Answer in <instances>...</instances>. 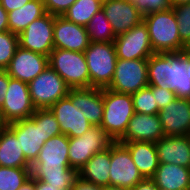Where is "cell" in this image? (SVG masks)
<instances>
[{
  "label": "cell",
  "mask_w": 190,
  "mask_h": 190,
  "mask_svg": "<svg viewBox=\"0 0 190 190\" xmlns=\"http://www.w3.org/2000/svg\"><path fill=\"white\" fill-rule=\"evenodd\" d=\"M68 97L75 107L81 109L93 126L101 125L104 112L103 89L94 87L70 89Z\"/></svg>",
  "instance_id": "cell-21"
},
{
  "label": "cell",
  "mask_w": 190,
  "mask_h": 190,
  "mask_svg": "<svg viewBox=\"0 0 190 190\" xmlns=\"http://www.w3.org/2000/svg\"><path fill=\"white\" fill-rule=\"evenodd\" d=\"M18 190H36V180L31 176Z\"/></svg>",
  "instance_id": "cell-42"
},
{
  "label": "cell",
  "mask_w": 190,
  "mask_h": 190,
  "mask_svg": "<svg viewBox=\"0 0 190 190\" xmlns=\"http://www.w3.org/2000/svg\"><path fill=\"white\" fill-rule=\"evenodd\" d=\"M104 112L101 127L114 141L126 132L129 120L134 115L131 94L118 93L103 88Z\"/></svg>",
  "instance_id": "cell-5"
},
{
  "label": "cell",
  "mask_w": 190,
  "mask_h": 190,
  "mask_svg": "<svg viewBox=\"0 0 190 190\" xmlns=\"http://www.w3.org/2000/svg\"><path fill=\"white\" fill-rule=\"evenodd\" d=\"M165 136L158 114L150 115L137 113L131 117L124 135L118 140L120 143L144 141L158 142Z\"/></svg>",
  "instance_id": "cell-19"
},
{
  "label": "cell",
  "mask_w": 190,
  "mask_h": 190,
  "mask_svg": "<svg viewBox=\"0 0 190 190\" xmlns=\"http://www.w3.org/2000/svg\"><path fill=\"white\" fill-rule=\"evenodd\" d=\"M8 30V12L0 4V32Z\"/></svg>",
  "instance_id": "cell-41"
},
{
  "label": "cell",
  "mask_w": 190,
  "mask_h": 190,
  "mask_svg": "<svg viewBox=\"0 0 190 190\" xmlns=\"http://www.w3.org/2000/svg\"><path fill=\"white\" fill-rule=\"evenodd\" d=\"M31 0H0V4L7 11H13L17 8L22 7L24 4Z\"/></svg>",
  "instance_id": "cell-38"
},
{
  "label": "cell",
  "mask_w": 190,
  "mask_h": 190,
  "mask_svg": "<svg viewBox=\"0 0 190 190\" xmlns=\"http://www.w3.org/2000/svg\"><path fill=\"white\" fill-rule=\"evenodd\" d=\"M130 190H159L151 178H144Z\"/></svg>",
  "instance_id": "cell-40"
},
{
  "label": "cell",
  "mask_w": 190,
  "mask_h": 190,
  "mask_svg": "<svg viewBox=\"0 0 190 190\" xmlns=\"http://www.w3.org/2000/svg\"><path fill=\"white\" fill-rule=\"evenodd\" d=\"M148 59L125 60L117 58L115 73L108 89L133 94L149 85Z\"/></svg>",
  "instance_id": "cell-10"
},
{
  "label": "cell",
  "mask_w": 190,
  "mask_h": 190,
  "mask_svg": "<svg viewBox=\"0 0 190 190\" xmlns=\"http://www.w3.org/2000/svg\"><path fill=\"white\" fill-rule=\"evenodd\" d=\"M0 166L31 167V164L25 159L16 135L6 125L0 128Z\"/></svg>",
  "instance_id": "cell-25"
},
{
  "label": "cell",
  "mask_w": 190,
  "mask_h": 190,
  "mask_svg": "<svg viewBox=\"0 0 190 190\" xmlns=\"http://www.w3.org/2000/svg\"><path fill=\"white\" fill-rule=\"evenodd\" d=\"M178 24L181 42L188 47L190 44V3L172 7Z\"/></svg>",
  "instance_id": "cell-33"
},
{
  "label": "cell",
  "mask_w": 190,
  "mask_h": 190,
  "mask_svg": "<svg viewBox=\"0 0 190 190\" xmlns=\"http://www.w3.org/2000/svg\"><path fill=\"white\" fill-rule=\"evenodd\" d=\"M114 44L119 59H148L154 54L148 29L143 21L129 31L117 35Z\"/></svg>",
  "instance_id": "cell-14"
},
{
  "label": "cell",
  "mask_w": 190,
  "mask_h": 190,
  "mask_svg": "<svg viewBox=\"0 0 190 190\" xmlns=\"http://www.w3.org/2000/svg\"><path fill=\"white\" fill-rule=\"evenodd\" d=\"M85 28L90 42H114L116 38L103 9L91 18Z\"/></svg>",
  "instance_id": "cell-29"
},
{
  "label": "cell",
  "mask_w": 190,
  "mask_h": 190,
  "mask_svg": "<svg viewBox=\"0 0 190 190\" xmlns=\"http://www.w3.org/2000/svg\"><path fill=\"white\" fill-rule=\"evenodd\" d=\"M68 150L69 137L65 134L45 141L38 158L31 165L32 177L59 190H70L79 174L77 169L70 167Z\"/></svg>",
  "instance_id": "cell-1"
},
{
  "label": "cell",
  "mask_w": 190,
  "mask_h": 190,
  "mask_svg": "<svg viewBox=\"0 0 190 190\" xmlns=\"http://www.w3.org/2000/svg\"><path fill=\"white\" fill-rule=\"evenodd\" d=\"M152 94L155 96L159 110L170 104L176 98L174 92L158 86H152Z\"/></svg>",
  "instance_id": "cell-36"
},
{
  "label": "cell",
  "mask_w": 190,
  "mask_h": 190,
  "mask_svg": "<svg viewBox=\"0 0 190 190\" xmlns=\"http://www.w3.org/2000/svg\"><path fill=\"white\" fill-rule=\"evenodd\" d=\"M31 176V167L0 166V190H18Z\"/></svg>",
  "instance_id": "cell-30"
},
{
  "label": "cell",
  "mask_w": 190,
  "mask_h": 190,
  "mask_svg": "<svg viewBox=\"0 0 190 190\" xmlns=\"http://www.w3.org/2000/svg\"><path fill=\"white\" fill-rule=\"evenodd\" d=\"M90 88H107L114 76L117 54L114 42H90L84 51Z\"/></svg>",
  "instance_id": "cell-6"
},
{
  "label": "cell",
  "mask_w": 190,
  "mask_h": 190,
  "mask_svg": "<svg viewBox=\"0 0 190 190\" xmlns=\"http://www.w3.org/2000/svg\"><path fill=\"white\" fill-rule=\"evenodd\" d=\"M113 142L101 126H92L81 136L69 138L70 167L81 169L94 154L109 148Z\"/></svg>",
  "instance_id": "cell-8"
},
{
  "label": "cell",
  "mask_w": 190,
  "mask_h": 190,
  "mask_svg": "<svg viewBox=\"0 0 190 190\" xmlns=\"http://www.w3.org/2000/svg\"><path fill=\"white\" fill-rule=\"evenodd\" d=\"M148 83L190 99V51L154 53L148 58Z\"/></svg>",
  "instance_id": "cell-2"
},
{
  "label": "cell",
  "mask_w": 190,
  "mask_h": 190,
  "mask_svg": "<svg viewBox=\"0 0 190 190\" xmlns=\"http://www.w3.org/2000/svg\"><path fill=\"white\" fill-rule=\"evenodd\" d=\"M158 117L165 136L190 135V99L175 98L159 110Z\"/></svg>",
  "instance_id": "cell-16"
},
{
  "label": "cell",
  "mask_w": 190,
  "mask_h": 190,
  "mask_svg": "<svg viewBox=\"0 0 190 190\" xmlns=\"http://www.w3.org/2000/svg\"><path fill=\"white\" fill-rule=\"evenodd\" d=\"M54 15L46 13L18 35L19 46L49 56L53 46Z\"/></svg>",
  "instance_id": "cell-13"
},
{
  "label": "cell",
  "mask_w": 190,
  "mask_h": 190,
  "mask_svg": "<svg viewBox=\"0 0 190 190\" xmlns=\"http://www.w3.org/2000/svg\"><path fill=\"white\" fill-rule=\"evenodd\" d=\"M104 190H129V189L120 188V187H118V186H111V185H108V186L104 187Z\"/></svg>",
  "instance_id": "cell-45"
},
{
  "label": "cell",
  "mask_w": 190,
  "mask_h": 190,
  "mask_svg": "<svg viewBox=\"0 0 190 190\" xmlns=\"http://www.w3.org/2000/svg\"><path fill=\"white\" fill-rule=\"evenodd\" d=\"M188 3H190V0H170V4L172 7Z\"/></svg>",
  "instance_id": "cell-44"
},
{
  "label": "cell",
  "mask_w": 190,
  "mask_h": 190,
  "mask_svg": "<svg viewBox=\"0 0 190 190\" xmlns=\"http://www.w3.org/2000/svg\"><path fill=\"white\" fill-rule=\"evenodd\" d=\"M109 185L132 189L144 177L133 162L128 148L114 141L110 145Z\"/></svg>",
  "instance_id": "cell-11"
},
{
  "label": "cell",
  "mask_w": 190,
  "mask_h": 190,
  "mask_svg": "<svg viewBox=\"0 0 190 190\" xmlns=\"http://www.w3.org/2000/svg\"><path fill=\"white\" fill-rule=\"evenodd\" d=\"M5 123L3 122L2 116H1V112H0V128L4 127Z\"/></svg>",
  "instance_id": "cell-46"
},
{
  "label": "cell",
  "mask_w": 190,
  "mask_h": 190,
  "mask_svg": "<svg viewBox=\"0 0 190 190\" xmlns=\"http://www.w3.org/2000/svg\"><path fill=\"white\" fill-rule=\"evenodd\" d=\"M110 147L94 154L87 163L78 170L79 177L98 186L109 185Z\"/></svg>",
  "instance_id": "cell-26"
},
{
  "label": "cell",
  "mask_w": 190,
  "mask_h": 190,
  "mask_svg": "<svg viewBox=\"0 0 190 190\" xmlns=\"http://www.w3.org/2000/svg\"><path fill=\"white\" fill-rule=\"evenodd\" d=\"M133 162L144 178H151L159 166L155 142H124Z\"/></svg>",
  "instance_id": "cell-24"
},
{
  "label": "cell",
  "mask_w": 190,
  "mask_h": 190,
  "mask_svg": "<svg viewBox=\"0 0 190 190\" xmlns=\"http://www.w3.org/2000/svg\"><path fill=\"white\" fill-rule=\"evenodd\" d=\"M89 37L84 26L54 16L53 46L68 51L84 52L89 46Z\"/></svg>",
  "instance_id": "cell-17"
},
{
  "label": "cell",
  "mask_w": 190,
  "mask_h": 190,
  "mask_svg": "<svg viewBox=\"0 0 190 190\" xmlns=\"http://www.w3.org/2000/svg\"><path fill=\"white\" fill-rule=\"evenodd\" d=\"M49 66V56L26 50L18 46L14 57L5 69L7 74L29 83Z\"/></svg>",
  "instance_id": "cell-15"
},
{
  "label": "cell",
  "mask_w": 190,
  "mask_h": 190,
  "mask_svg": "<svg viewBox=\"0 0 190 190\" xmlns=\"http://www.w3.org/2000/svg\"><path fill=\"white\" fill-rule=\"evenodd\" d=\"M102 4V0H76L63 14V17L85 27L91 18L102 9Z\"/></svg>",
  "instance_id": "cell-28"
},
{
  "label": "cell",
  "mask_w": 190,
  "mask_h": 190,
  "mask_svg": "<svg viewBox=\"0 0 190 190\" xmlns=\"http://www.w3.org/2000/svg\"><path fill=\"white\" fill-rule=\"evenodd\" d=\"M75 1L76 0H42L46 13L54 16H63Z\"/></svg>",
  "instance_id": "cell-35"
},
{
  "label": "cell",
  "mask_w": 190,
  "mask_h": 190,
  "mask_svg": "<svg viewBox=\"0 0 190 190\" xmlns=\"http://www.w3.org/2000/svg\"><path fill=\"white\" fill-rule=\"evenodd\" d=\"M35 111L28 84L10 77L6 94L0 105L5 125L17 120L28 119Z\"/></svg>",
  "instance_id": "cell-12"
},
{
  "label": "cell",
  "mask_w": 190,
  "mask_h": 190,
  "mask_svg": "<svg viewBox=\"0 0 190 190\" xmlns=\"http://www.w3.org/2000/svg\"><path fill=\"white\" fill-rule=\"evenodd\" d=\"M49 109L56 116L61 133L69 138L81 136L93 126L68 96L59 99Z\"/></svg>",
  "instance_id": "cell-18"
},
{
  "label": "cell",
  "mask_w": 190,
  "mask_h": 190,
  "mask_svg": "<svg viewBox=\"0 0 190 190\" xmlns=\"http://www.w3.org/2000/svg\"><path fill=\"white\" fill-rule=\"evenodd\" d=\"M28 86L36 109L50 108L59 99L68 96L71 89L50 66L29 82Z\"/></svg>",
  "instance_id": "cell-9"
},
{
  "label": "cell",
  "mask_w": 190,
  "mask_h": 190,
  "mask_svg": "<svg viewBox=\"0 0 190 190\" xmlns=\"http://www.w3.org/2000/svg\"><path fill=\"white\" fill-rule=\"evenodd\" d=\"M154 53L183 51L187 47L181 42L178 24L173 9L150 13L143 17Z\"/></svg>",
  "instance_id": "cell-4"
},
{
  "label": "cell",
  "mask_w": 190,
  "mask_h": 190,
  "mask_svg": "<svg viewBox=\"0 0 190 190\" xmlns=\"http://www.w3.org/2000/svg\"><path fill=\"white\" fill-rule=\"evenodd\" d=\"M19 46L18 35L12 32H0V69L5 70L14 57L16 48Z\"/></svg>",
  "instance_id": "cell-32"
},
{
  "label": "cell",
  "mask_w": 190,
  "mask_h": 190,
  "mask_svg": "<svg viewBox=\"0 0 190 190\" xmlns=\"http://www.w3.org/2000/svg\"><path fill=\"white\" fill-rule=\"evenodd\" d=\"M144 17L150 13L171 9L170 0H129Z\"/></svg>",
  "instance_id": "cell-34"
},
{
  "label": "cell",
  "mask_w": 190,
  "mask_h": 190,
  "mask_svg": "<svg viewBox=\"0 0 190 190\" xmlns=\"http://www.w3.org/2000/svg\"><path fill=\"white\" fill-rule=\"evenodd\" d=\"M10 76L7 74L5 70L0 71V105L2 104V100L6 94L8 85H9Z\"/></svg>",
  "instance_id": "cell-39"
},
{
  "label": "cell",
  "mask_w": 190,
  "mask_h": 190,
  "mask_svg": "<svg viewBox=\"0 0 190 190\" xmlns=\"http://www.w3.org/2000/svg\"><path fill=\"white\" fill-rule=\"evenodd\" d=\"M49 66L71 89L90 88V75L84 52L54 48L49 55Z\"/></svg>",
  "instance_id": "cell-7"
},
{
  "label": "cell",
  "mask_w": 190,
  "mask_h": 190,
  "mask_svg": "<svg viewBox=\"0 0 190 190\" xmlns=\"http://www.w3.org/2000/svg\"><path fill=\"white\" fill-rule=\"evenodd\" d=\"M16 135L24 152L25 159L32 165L38 158L45 141L61 134L56 116L47 109H36L28 119L6 124Z\"/></svg>",
  "instance_id": "cell-3"
},
{
  "label": "cell",
  "mask_w": 190,
  "mask_h": 190,
  "mask_svg": "<svg viewBox=\"0 0 190 190\" xmlns=\"http://www.w3.org/2000/svg\"><path fill=\"white\" fill-rule=\"evenodd\" d=\"M36 190H59L52 185L36 180Z\"/></svg>",
  "instance_id": "cell-43"
},
{
  "label": "cell",
  "mask_w": 190,
  "mask_h": 190,
  "mask_svg": "<svg viewBox=\"0 0 190 190\" xmlns=\"http://www.w3.org/2000/svg\"><path fill=\"white\" fill-rule=\"evenodd\" d=\"M151 179L159 189L190 190V168L184 166L159 163Z\"/></svg>",
  "instance_id": "cell-23"
},
{
  "label": "cell",
  "mask_w": 190,
  "mask_h": 190,
  "mask_svg": "<svg viewBox=\"0 0 190 190\" xmlns=\"http://www.w3.org/2000/svg\"><path fill=\"white\" fill-rule=\"evenodd\" d=\"M70 190H104V187L98 186L92 182H88L78 177L71 186Z\"/></svg>",
  "instance_id": "cell-37"
},
{
  "label": "cell",
  "mask_w": 190,
  "mask_h": 190,
  "mask_svg": "<svg viewBox=\"0 0 190 190\" xmlns=\"http://www.w3.org/2000/svg\"><path fill=\"white\" fill-rule=\"evenodd\" d=\"M134 112L155 115L159 113L152 86L148 85L136 93L131 94Z\"/></svg>",
  "instance_id": "cell-31"
},
{
  "label": "cell",
  "mask_w": 190,
  "mask_h": 190,
  "mask_svg": "<svg viewBox=\"0 0 190 190\" xmlns=\"http://www.w3.org/2000/svg\"><path fill=\"white\" fill-rule=\"evenodd\" d=\"M46 14L42 0H31L22 7L8 12L9 31L19 35L34 20Z\"/></svg>",
  "instance_id": "cell-27"
},
{
  "label": "cell",
  "mask_w": 190,
  "mask_h": 190,
  "mask_svg": "<svg viewBox=\"0 0 190 190\" xmlns=\"http://www.w3.org/2000/svg\"><path fill=\"white\" fill-rule=\"evenodd\" d=\"M155 145L159 163L190 168L189 136H164Z\"/></svg>",
  "instance_id": "cell-22"
},
{
  "label": "cell",
  "mask_w": 190,
  "mask_h": 190,
  "mask_svg": "<svg viewBox=\"0 0 190 190\" xmlns=\"http://www.w3.org/2000/svg\"><path fill=\"white\" fill-rule=\"evenodd\" d=\"M102 9L116 36L129 31L143 21V16L129 0H105Z\"/></svg>",
  "instance_id": "cell-20"
}]
</instances>
